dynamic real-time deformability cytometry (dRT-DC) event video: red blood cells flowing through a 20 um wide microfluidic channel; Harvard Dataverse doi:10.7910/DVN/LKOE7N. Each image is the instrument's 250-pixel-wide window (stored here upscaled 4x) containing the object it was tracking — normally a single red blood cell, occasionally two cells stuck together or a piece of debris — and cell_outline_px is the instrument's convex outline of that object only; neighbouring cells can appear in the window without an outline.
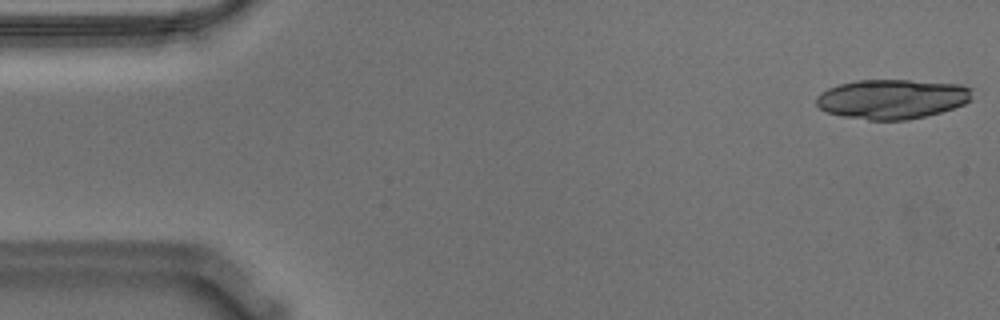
{"species": "Egyptian fruit bat (a non-hibernating species)", "species_latin": "Rousettus aegyptiacus", "temperature_condition": "warm", "stored_images_in_passage": 17, "camera_frame_rate_fps": 3000, "um_per_image_px": 0.085, "animal": {"sex": "male"}, "frame": {"image": 1, "passage_image": 1, "time_ms": 0.0, "image_size_px": [1000, 320], "cell_outline_px": [[972, 100], [964, 104], [940, 112], [908, 120], [868, 120], [844, 116], [828, 112], [820, 108], [816, 104], [816, 96], [820, 92], [828, 88], [840, 84], [856, 80], [908, 80], [964, 84], [972, 88]], "centroid_in_image_um": [75.85, 8.41], "position_along_channel_um": 9.2, "area_um2": 36.13}}